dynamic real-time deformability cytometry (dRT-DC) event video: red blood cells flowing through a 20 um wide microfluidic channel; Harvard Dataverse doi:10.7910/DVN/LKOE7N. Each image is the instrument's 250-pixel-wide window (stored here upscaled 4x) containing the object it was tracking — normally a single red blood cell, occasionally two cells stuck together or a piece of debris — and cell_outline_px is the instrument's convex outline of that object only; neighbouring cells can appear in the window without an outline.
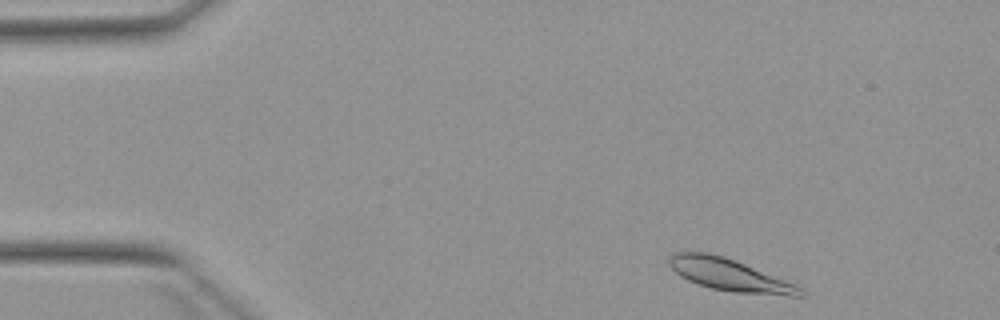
{"species": "Egyptian fruit bat (a non-hibernating species)", "species_latin": "Rousettus aegyptiacus", "temperature_condition": "warm", "stored_images_in_passage": 3, "camera_frame_rate_fps": 3000, "um_per_image_px": 0.085, "animal": {"sex": "female"}, "frame": {"image": 1, "passage_image": 1, "time_ms": 0.0, "image_size_px": [1000, 320], "cell_outline_px": [[804, 296], [788, 296], [732, 292], [712, 288], [688, 280], [680, 276], [668, 264], [668, 260], [676, 252], [708, 252], [724, 256], [796, 284], [804, 292]], "centroid_in_image_um": [62.03, 23.37], "position_along_channel_um": 23.0, "area_um2": 24.28}}